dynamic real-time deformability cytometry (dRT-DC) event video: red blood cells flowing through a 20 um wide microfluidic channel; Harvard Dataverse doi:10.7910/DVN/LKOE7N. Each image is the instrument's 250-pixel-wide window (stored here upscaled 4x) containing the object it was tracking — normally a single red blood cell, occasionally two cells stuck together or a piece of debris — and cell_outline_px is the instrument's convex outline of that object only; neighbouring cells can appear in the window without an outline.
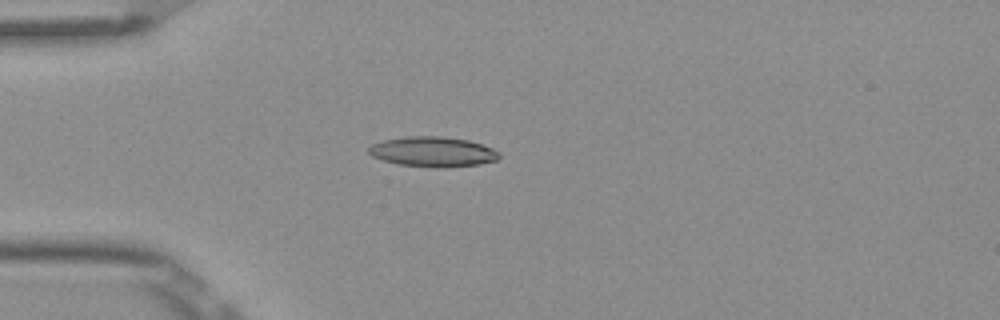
{"species": "Egyptian fruit bat (a non-hibernating species)", "species_latin": "Rousettus aegyptiacus", "temperature_condition": "room temperature", "stored_images_in_passage": 6, "camera_frame_rate_fps": 3000, "um_per_image_px": 0.085, "frame": {"image": 1, "passage_image": 4, "time_ms": 1.0, "image_size_px": [1000, 320], "cell_outline_px": [[500, 156], [496, 160], [480, 164], [444, 168], [436, 168], [400, 164], [384, 160], [372, 156], [368, 152], [368, 148], [372, 144], [380, 140], [408, 136], [440, 136], [468, 140], [492, 148], [500, 152]], "centroid_in_image_um": [36.78, 12.9], "position_along_channel_um": 48.2, "area_um2": 22.89}}
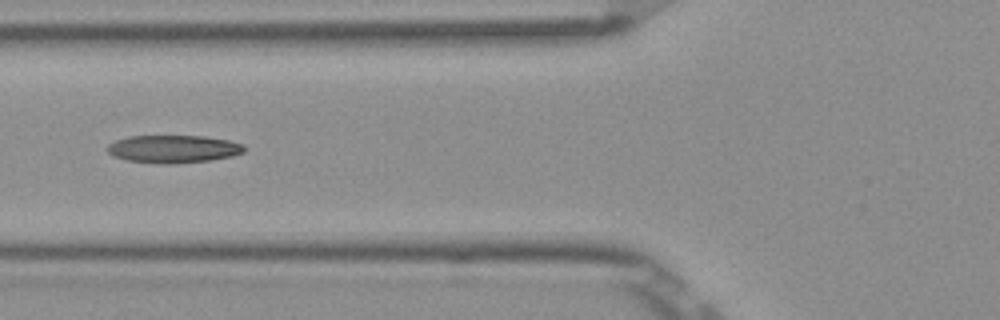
{"frame": {"image": 2, "passage_image": 6, "time_ms": 1.667, "image_size_px": [1000, 320], "cell_outline_px": [[244, 152], [232, 156], [212, 160], [168, 164], [164, 164], [128, 160], [112, 156], [104, 148], [108, 144], [116, 140], [128, 136], [204, 136], [228, 140], [244, 144]], "centroid_in_image_um": [14.71, 12.66], "position_along_channel_um": 111.1, "area_um2": 22.2}}